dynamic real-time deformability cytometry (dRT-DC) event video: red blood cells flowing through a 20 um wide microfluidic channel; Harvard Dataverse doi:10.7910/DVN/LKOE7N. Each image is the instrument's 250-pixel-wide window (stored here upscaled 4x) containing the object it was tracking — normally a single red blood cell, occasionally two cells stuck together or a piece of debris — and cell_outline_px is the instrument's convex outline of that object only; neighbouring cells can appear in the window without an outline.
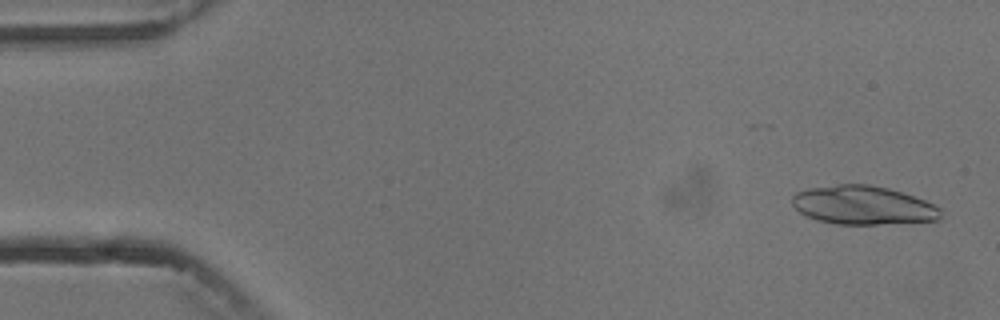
{"species": "common noctule bat (a hibernating species)", "species_latin": "Nyctalus noctula", "temperature_condition": "cold", "stored_images_in_passage": 4, "camera_frame_rate_fps": 3000, "um_per_image_px": 0.085, "animal": {"sex": "male", "body_mass_g": 13.3}, "frame": {"image": 1, "passage_image": 1, "time_ms": 0.0, "image_size_px": [1000, 320], "cell_outline_px": [[940, 220], [876, 224], [836, 224], [816, 220], [800, 212], [792, 204], [792, 196], [796, 192], [808, 188], [836, 184], [868, 184], [888, 188], [924, 200], [940, 208]], "centroid_in_image_um": [73.32, 17.44], "position_along_channel_um": 11.7, "area_um2": 33.29}}